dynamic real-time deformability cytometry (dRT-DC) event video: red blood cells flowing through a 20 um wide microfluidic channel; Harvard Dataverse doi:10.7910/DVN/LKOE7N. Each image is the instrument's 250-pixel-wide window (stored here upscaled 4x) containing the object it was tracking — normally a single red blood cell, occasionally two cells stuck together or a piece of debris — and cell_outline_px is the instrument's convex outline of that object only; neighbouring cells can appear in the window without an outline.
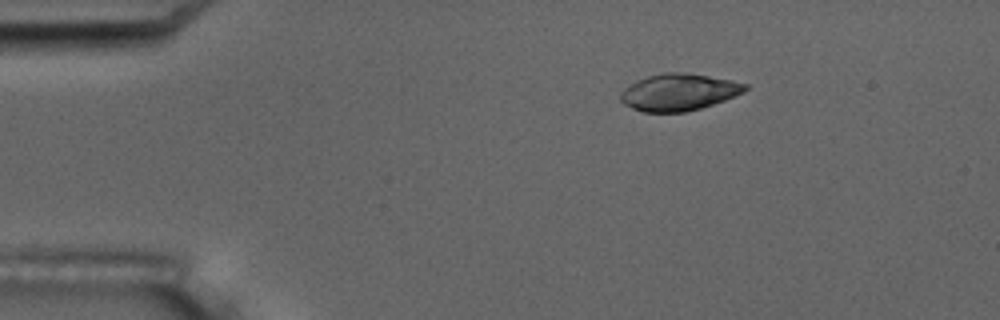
{"species": "common noctule bat (a hibernating species)", "species_latin": "Nyctalus noctula", "temperature_condition": "room temperature", "stored_images_in_passage": 5, "camera_frame_rate_fps": 3000, "um_per_image_px": 0.085, "animal": {"sex": "male", "body_mass_g": 17.5, "forearm_length_mm": 52.3}, "frame": {"image": 1, "passage_image": 3, "time_ms": 2.333, "image_size_px": [1000, 320], "cell_outline_px": [[748, 88], [744, 92], [724, 100], [700, 108], [684, 112], [644, 112], [632, 108], [624, 104], [620, 100], [620, 92], [624, 88], [636, 80], [648, 76], [664, 72], [688, 72], [732, 80], [748, 84]], "centroid_in_image_um": [57.68, 7.82], "position_along_channel_um": 27.3, "area_um2": 26.88}}